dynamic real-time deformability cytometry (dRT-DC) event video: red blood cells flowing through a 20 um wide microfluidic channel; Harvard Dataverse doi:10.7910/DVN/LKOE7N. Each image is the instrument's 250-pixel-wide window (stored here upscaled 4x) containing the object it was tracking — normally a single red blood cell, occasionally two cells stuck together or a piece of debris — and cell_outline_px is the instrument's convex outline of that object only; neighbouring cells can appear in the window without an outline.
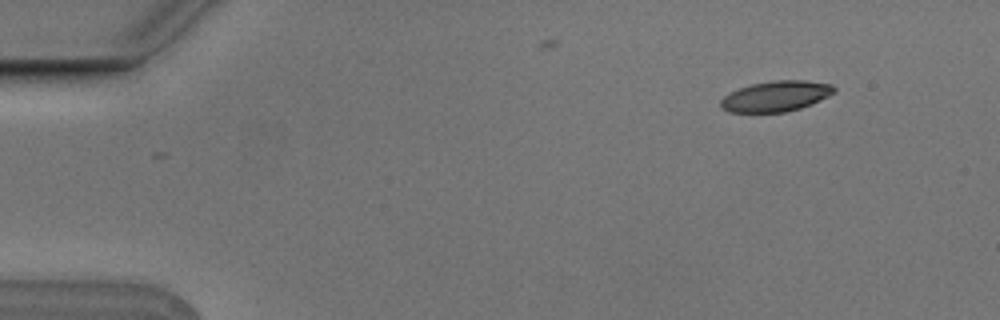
{"species": "Egyptian fruit bat (a non-hibernating species)", "species_latin": "Rousettus aegyptiacus", "temperature_condition": "cold", "stored_images_in_passage": 5, "camera_frame_rate_fps": 3000, "um_per_image_px": 0.085, "animal": {"sex": "male"}, "frame": {"image": 1, "passage_image": 1, "time_ms": 0.0, "image_size_px": [1000, 320], "cell_outline_px": [[836, 92], [820, 100], [800, 108], [784, 112], [728, 112], [720, 108], [720, 100], [728, 92], [752, 84], [772, 80], [804, 80], [832, 84], [836, 88]], "centroid_in_image_um": [65.93, 8.17], "position_along_channel_um": 19.1, "area_um2": 20.29}}
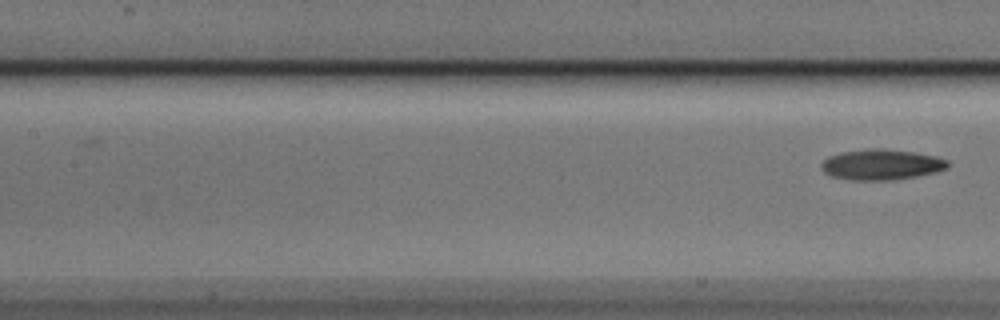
{"frame": {"image": 2, "passage_image": 5, "time_ms": 1.333, "image_size_px": [1000, 320], "cell_outline_px": [[948, 168], [936, 172], [916, 176], [888, 180], [852, 180], [832, 176], [824, 172], [820, 168], [820, 164], [828, 156], [840, 152], [872, 148], [884, 148], [916, 152], [936, 156], [948, 160]], "centroid_in_image_um": [74.91, 13.97], "position_along_channel_um": 132.5, "area_um2": 22.66}}